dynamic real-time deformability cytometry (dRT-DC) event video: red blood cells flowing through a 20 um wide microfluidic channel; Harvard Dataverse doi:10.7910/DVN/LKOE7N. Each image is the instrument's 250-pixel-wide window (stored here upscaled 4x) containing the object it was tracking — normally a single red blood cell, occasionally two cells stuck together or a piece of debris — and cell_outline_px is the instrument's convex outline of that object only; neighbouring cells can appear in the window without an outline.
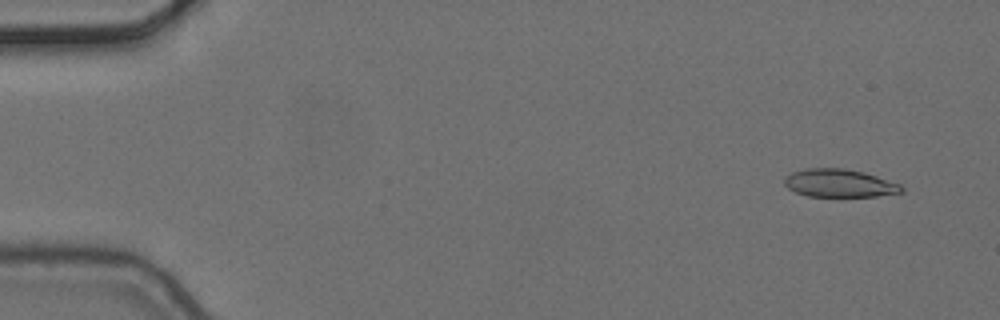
{"species": "common noctule bat (a hibernating species)", "species_latin": "Nyctalus noctula", "temperature_condition": "cold", "stored_images_in_passage": 5, "camera_frame_rate_fps": 3000, "um_per_image_px": 0.085, "animal": {"sex": "female", "body_mass_g": 24.6, "forearm_length_mm": 56.2}, "frame": {"image": 1, "passage_image": 1, "time_ms": 0.0, "image_size_px": [1000, 320], "cell_outline_px": [[904, 192], [876, 196], [808, 196], [796, 192], [788, 188], [784, 184], [784, 176], [792, 172], [804, 168], [844, 168], [864, 172], [900, 184], [904, 188]], "centroid_in_image_um": [71.33, 15.56], "position_along_channel_um": 13.7, "area_um2": 19.13}}
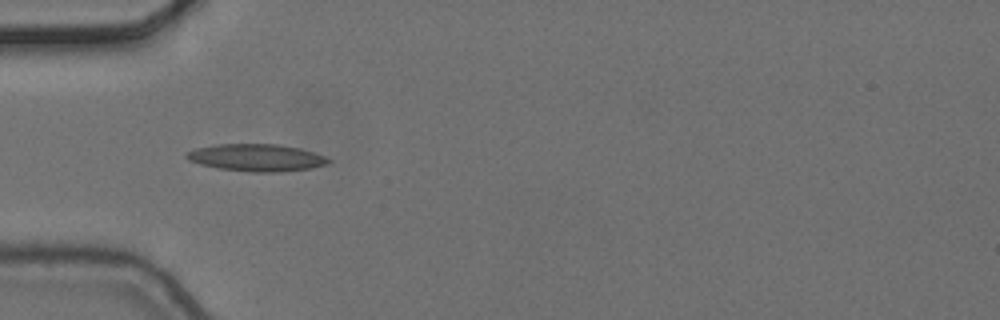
{"frame": {"image": 2, "passage_image": 5, "time_ms": 1.333, "image_size_px": [1000, 320], "cell_outline_px": [[332, 160], [328, 164], [312, 168], [280, 172], [252, 172], [220, 168], [200, 164], [188, 160], [184, 156], [184, 152], [196, 148], [220, 144], [276, 144], [300, 148], [316, 152]], "centroid_in_image_um": [21.82, 13.4], "position_along_channel_um": 63.2, "area_um2": 22.6}}